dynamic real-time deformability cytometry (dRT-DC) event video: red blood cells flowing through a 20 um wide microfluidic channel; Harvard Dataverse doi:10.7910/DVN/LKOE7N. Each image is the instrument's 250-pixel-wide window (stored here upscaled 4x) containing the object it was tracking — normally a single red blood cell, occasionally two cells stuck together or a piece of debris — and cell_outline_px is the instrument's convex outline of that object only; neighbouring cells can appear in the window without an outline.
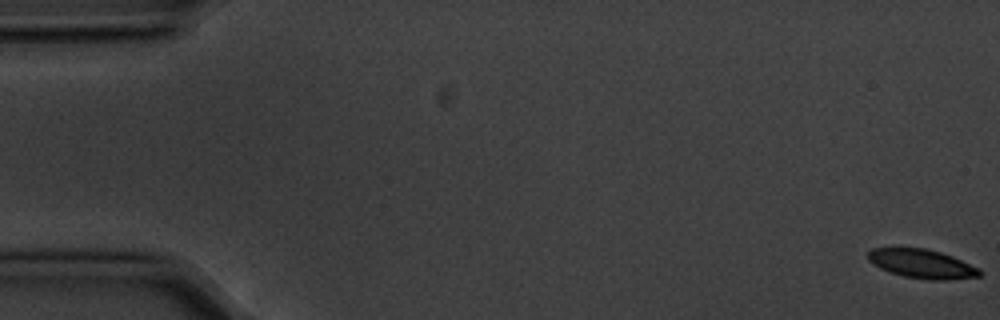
{"species": "common noctule bat (a hibernating species)", "species_latin": "Nyctalus noctula", "temperature_condition": "cold", "stored_images_in_passage": 7, "camera_frame_rate_fps": 3000, "um_per_image_px": 0.085, "animal": {"sex": "male", "body_mass_g": 20.1, "forearm_length_mm": 53.5}, "frame": {"image": 1, "passage_image": 1, "time_ms": 0.0, "image_size_px": [1000, 320], "cell_outline_px": [[980, 276], [944, 280], [932, 280], [904, 276], [880, 268], [868, 260], [868, 252], [872, 248], [924, 248], [940, 252], [952, 256], [980, 268]], "centroid_in_image_um": [78.37, 22.42], "position_along_channel_um": 6.6, "area_um2": 18.55}}
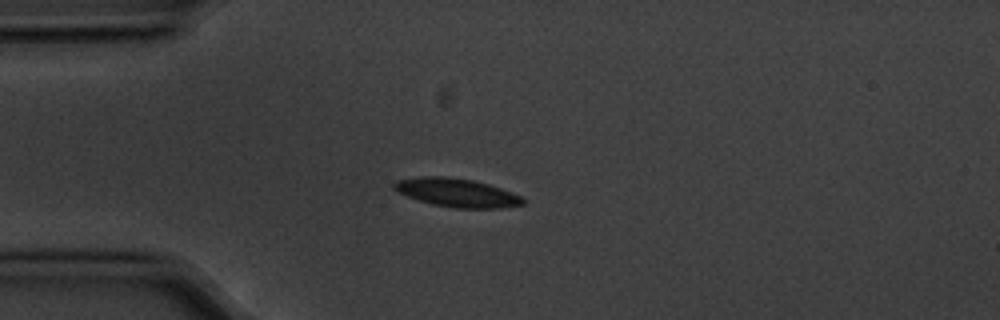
{"frame": {"image": 2, "passage_image": 5, "time_ms": 1.333, "image_size_px": [1000, 320], "cell_outline_px": [[524, 204], [500, 208], [456, 208], [432, 204], [396, 192], [392, 188], [392, 184], [396, 180], [424, 176], [444, 176], [472, 180], [488, 184], [500, 188], [520, 196], [524, 200]], "centroid_in_image_um": [38.78, 16.37], "position_along_channel_um": 46.2, "area_um2": 21.21}}
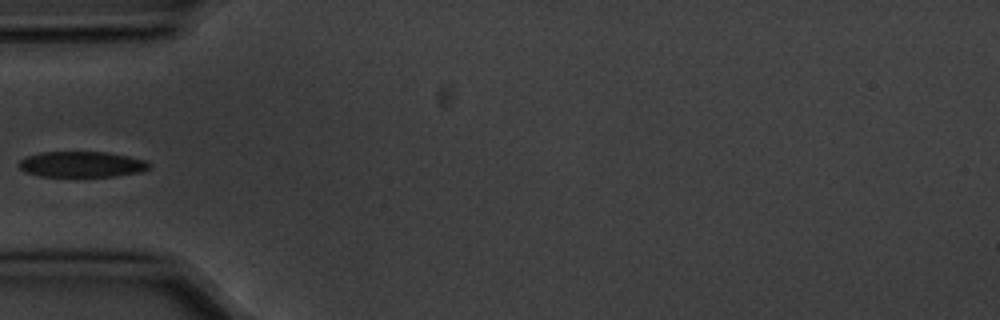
{"frame": {"image": 3, "passage_image": 6, "time_ms": 1.667, "image_size_px": [1000, 320], "cell_outline_px": [[152, 164], [148, 168], [140, 172], [116, 176], [40, 176], [24, 172], [20, 168], [20, 160], [28, 156], [40, 152], [108, 152], [128, 156], [144, 160]], "centroid_in_image_um": [6.96, 13.96], "position_along_channel_um": 78.0, "area_um2": 19.42}}